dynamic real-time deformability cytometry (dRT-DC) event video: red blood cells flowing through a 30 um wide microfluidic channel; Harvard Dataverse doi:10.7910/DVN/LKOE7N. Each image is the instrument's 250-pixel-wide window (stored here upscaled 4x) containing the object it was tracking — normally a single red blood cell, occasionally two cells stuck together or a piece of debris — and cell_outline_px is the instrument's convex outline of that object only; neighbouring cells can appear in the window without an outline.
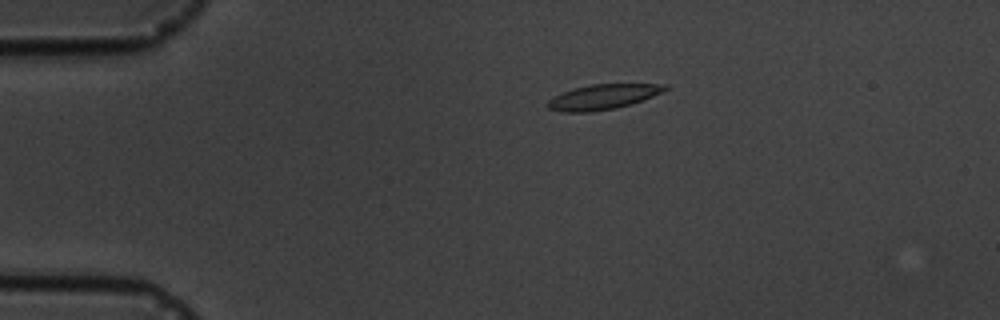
{"species": "common noctule bat (a hibernating species)", "species_latin": "Nyctalus noctula", "temperature_condition": "cold", "stored_images_in_passage": 5, "camera_frame_rate_fps": 3000, "um_per_image_px": 0.085, "animal": {"sex": "male", "body_mass_g": 19.5, "forearm_length_mm": 54.6}, "frame": {"image": 1, "passage_image": 1, "time_ms": 0.0, "image_size_px": [1000, 320], "cell_outline_px": [[668, 88], [652, 96], [632, 104], [616, 108], [592, 112], [564, 112], [548, 108], [548, 100], [552, 96], [572, 88], [592, 84], [668, 84]], "centroid_in_image_um": [51.21, 8.23], "position_along_channel_um": 33.8, "area_um2": 17.11}}
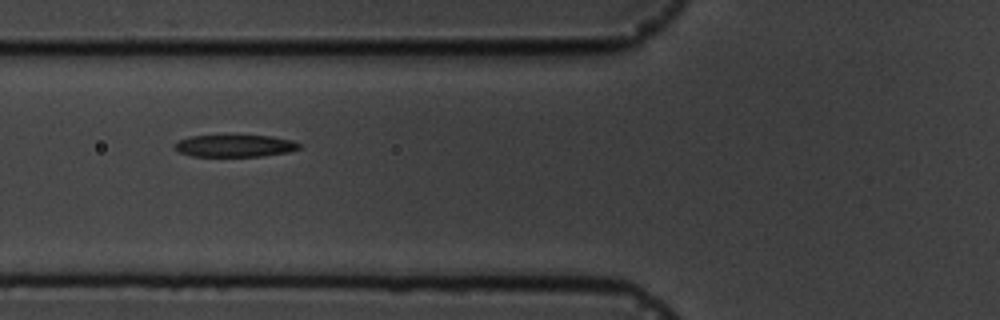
{"frame": {"image": 2, "passage_image": 4, "time_ms": 3.333, "image_size_px": [1000, 320], "cell_outline_px": [[300, 148], [288, 152], [260, 156], [192, 156], [180, 152], [172, 144], [176, 140], [188, 136], [272, 136], [292, 140], [300, 144]], "centroid_in_image_um": [19.92, 12.39], "position_along_channel_um": 105.9, "area_um2": 15.95}}
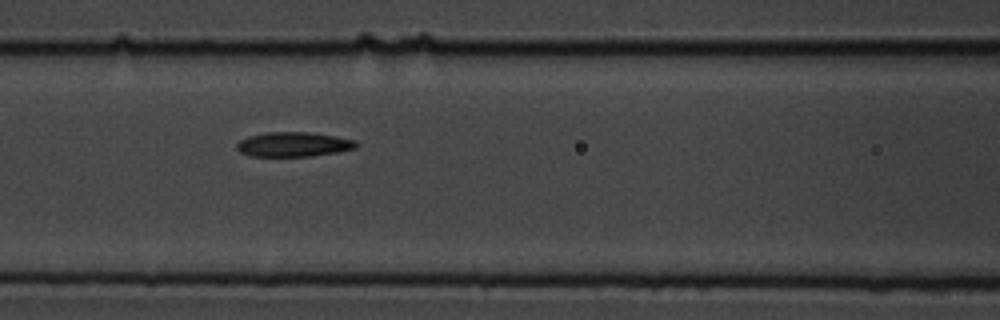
{"frame": {"image": 3, "passage_image": 5, "time_ms": 4.333, "image_size_px": [1000, 320], "cell_outline_px": [[356, 148], [340, 152], [312, 156], [248, 156], [240, 152], [236, 148], [236, 144], [240, 140], [248, 136], [264, 132], [308, 132], [336, 136], [356, 140]], "centroid_in_image_um": [24.93, 12.27], "position_along_channel_um": 141.7, "area_um2": 17.28}}